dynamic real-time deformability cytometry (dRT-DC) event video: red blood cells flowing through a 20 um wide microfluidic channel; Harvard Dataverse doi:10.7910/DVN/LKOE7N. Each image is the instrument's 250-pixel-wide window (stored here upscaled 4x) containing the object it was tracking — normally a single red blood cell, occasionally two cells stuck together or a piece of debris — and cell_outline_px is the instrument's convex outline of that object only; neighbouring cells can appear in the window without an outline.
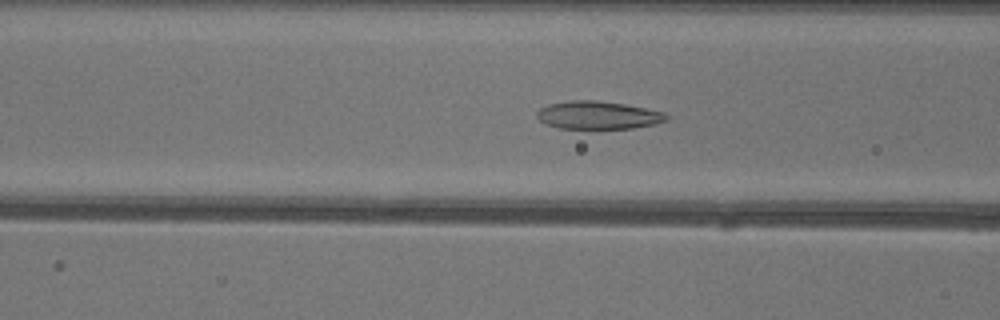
{"species": "common noctule bat (a hibernating species)", "species_latin": "Nyctalus noctula", "temperature_condition": "warm", "stored_images_in_passage": 38, "camera_frame_rate_fps": 3000, "um_per_image_px": 0.085, "animal": {"sex": "female"}, "frame": {"image": 1, "passage_image": 14, "time_ms": 4.333, "image_size_px": [1000, 320], "cell_outline_px": [[668, 120], [656, 124], [632, 128], [560, 128], [544, 124], [536, 116], [536, 112], [540, 108], [548, 104], [568, 100], [596, 100], [624, 104], [664, 112], [668, 116]], "centroid_in_image_um": [50.81, 9.78], "position_along_channel_um": 115.8, "area_um2": 21.1}}
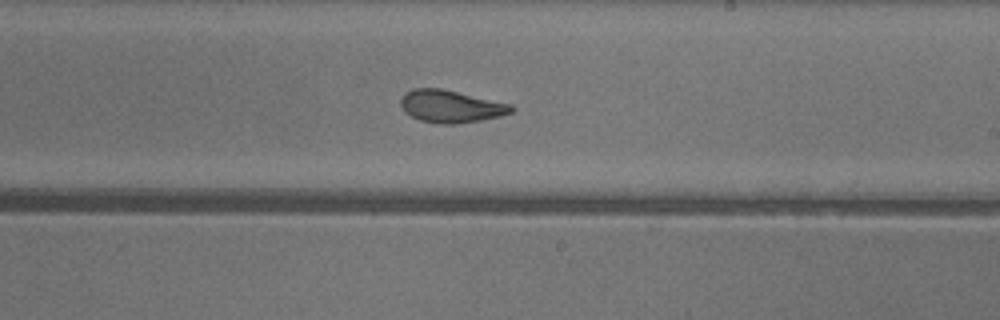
{"frame": {"image": 2, "passage_image": 24, "time_ms": 7.667, "image_size_px": [1000, 320], "cell_outline_px": [[516, 108], [512, 112], [500, 116], [480, 120], [456, 124], [440, 124], [420, 120], [404, 112], [400, 104], [400, 100], [404, 92], [412, 88], [440, 88], [512, 104]], "centroid_in_image_um": [38.3, 9.03], "position_along_channel_um": 250.7, "area_um2": 20.98}}
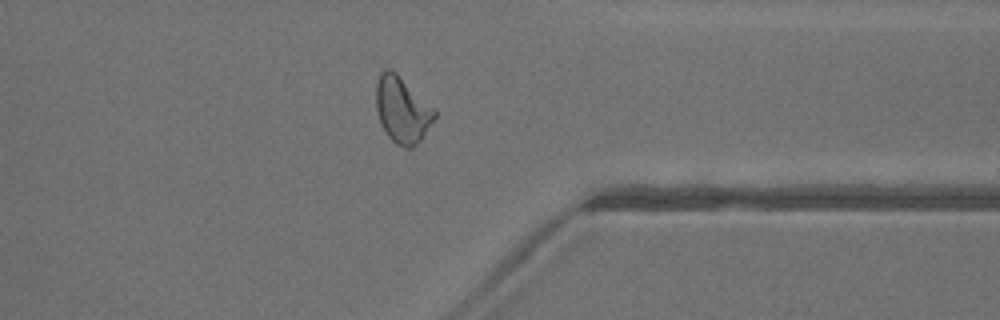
{"frame": {"image": 3, "passage_image": 34, "time_ms": 11.0, "image_size_px": [1000, 320], "cell_outline_px": [[436, 116], [420, 140], [412, 148], [404, 148], [396, 144], [388, 136], [380, 120], [376, 108], [376, 84], [380, 72], [384, 68], [392, 68], [436, 108]], "centroid_in_image_um": [34.2, 9.29], "position_along_channel_um": 377.2, "area_um2": 22.72}, "authors_computed_cell_mechanics": {"area_um2": 21.3571, "velocity_mm_per_s": 4.0501, "shape_relaxation_time_tau1_ms": null, "shape_relaxation_time_tau2_ms": 1.6034, "deformation_change_tau1": null, "deformation_change_tau2": 0.0876}}